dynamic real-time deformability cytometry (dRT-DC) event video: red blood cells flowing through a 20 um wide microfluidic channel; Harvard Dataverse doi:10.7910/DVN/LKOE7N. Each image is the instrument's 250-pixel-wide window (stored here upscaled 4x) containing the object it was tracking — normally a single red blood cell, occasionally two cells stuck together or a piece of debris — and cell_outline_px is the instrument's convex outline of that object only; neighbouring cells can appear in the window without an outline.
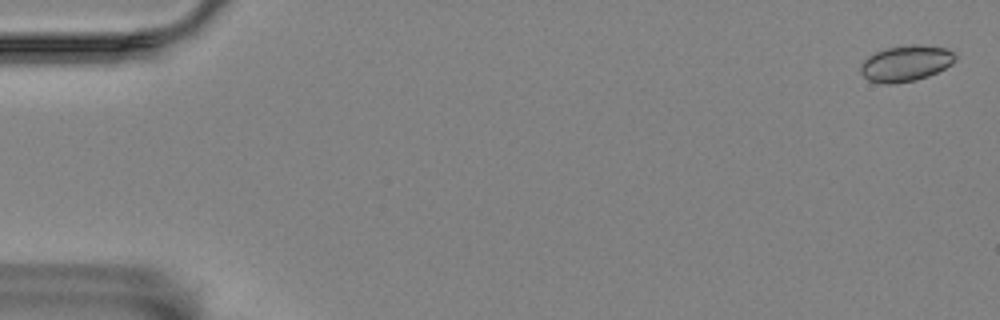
{"species": "Egyptian fruit bat (a non-hibernating species)", "species_latin": "Rousettus aegyptiacus", "temperature_condition": "room temperature", "stored_images_in_passage": 6, "camera_frame_rate_fps": 3000, "um_per_image_px": 0.085, "animal": {"sex": "female"}, "frame": {"image": 1, "passage_image": 1, "time_ms": 0.0, "image_size_px": [1000, 320], "cell_outline_px": [[956, 60], [952, 64], [928, 76], [916, 80], [892, 84], [884, 84], [868, 80], [860, 72], [860, 64], [868, 56], [884, 48], [908, 44], [920, 44], [948, 48], [956, 56]], "centroid_in_image_um": [76.99, 5.37], "position_along_channel_um": 8.0, "area_um2": 20.06}}
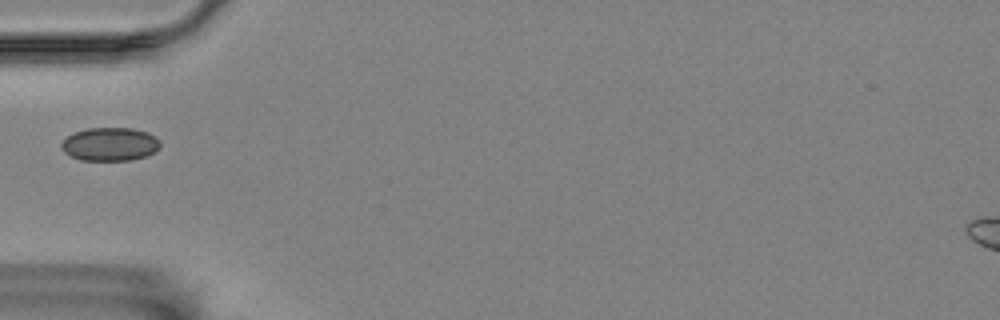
{"frame": {"image": 2, "passage_image": 6, "time_ms": 6.0, "image_size_px": [1000, 320], "cell_outline_px": [[160, 148], [144, 156], [132, 160], [80, 160], [64, 152], [60, 148], [60, 144], [68, 136], [76, 132], [88, 128], [132, 128], [148, 132], [156, 136], [160, 140]], "centroid_in_image_um": [9.36, 12.25], "position_along_channel_um": 75.6, "area_um2": 19.19}}